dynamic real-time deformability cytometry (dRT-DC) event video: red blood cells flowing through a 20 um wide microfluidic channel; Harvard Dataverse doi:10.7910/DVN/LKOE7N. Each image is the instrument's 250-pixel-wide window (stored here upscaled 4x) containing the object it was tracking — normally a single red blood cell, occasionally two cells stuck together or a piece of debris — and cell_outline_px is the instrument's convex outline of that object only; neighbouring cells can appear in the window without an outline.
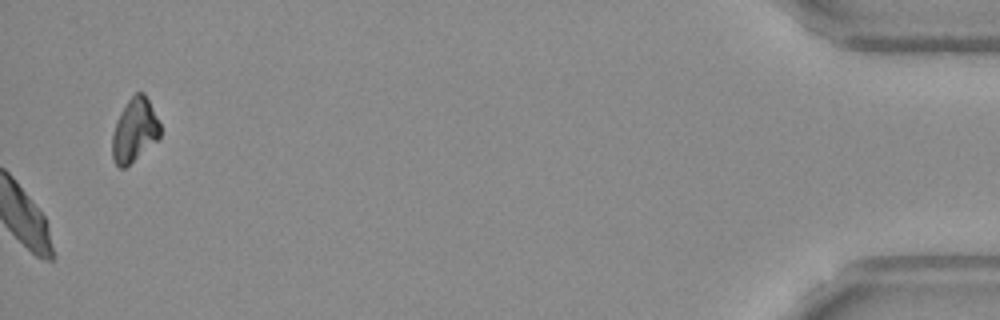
{"species": "Egyptian fruit bat (a non-hibernating species)", "species_latin": "Rousettus aegyptiacus", "temperature_condition": "warm", "stored_images_in_passage": 54, "camera_frame_rate_fps": 3000, "um_per_image_px": 0.085, "frame": {"image": 1, "passage_image": 54, "time_ms": 17.667, "image_size_px": [1000, 320], "cell_outline_px": [[160, 136], [156, 140], [124, 168], [120, 168], [112, 160], [112, 132], [116, 120], [120, 112], [128, 100], [136, 92], [144, 92], [160, 124]], "centroid_in_image_um": [11.4, 11.05], "position_along_channel_um": 423.8, "area_um2": 17.46}, "authors_computed_cell_mechanics": {"area_um2": 22.6576, "velocity_mm_per_s": 3.6246, "shape_relaxation_time_tau1_ms": 6.189, "shape_relaxation_time_tau2_ms": 9.4164, "deformation_change_tau1": 0.1203, "deformation_change_tau2": 0.1354}}